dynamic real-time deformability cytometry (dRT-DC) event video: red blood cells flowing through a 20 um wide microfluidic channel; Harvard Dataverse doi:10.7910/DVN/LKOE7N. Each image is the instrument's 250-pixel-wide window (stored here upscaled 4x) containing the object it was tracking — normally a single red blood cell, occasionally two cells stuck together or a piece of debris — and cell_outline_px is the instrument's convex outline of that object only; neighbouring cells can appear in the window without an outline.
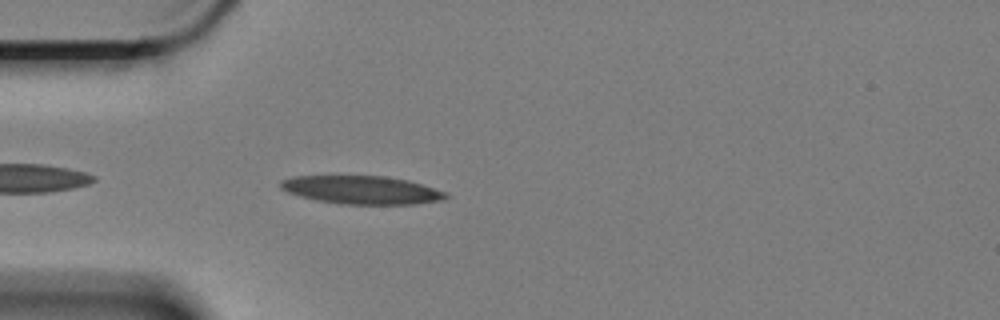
{"species": "Egyptian fruit bat (a non-hibernating species)", "species_latin": "Rousettus aegyptiacus", "temperature_condition": "cold", "stored_images_in_passage": 29, "camera_frame_rate_fps": 3000, "um_per_image_px": 0.085, "animal": {"sex": "female"}, "frame": {"image": 1, "passage_image": 3, "time_ms": 0.667, "image_size_px": [1000, 320], "cell_outline_px": [[448, 196], [444, 200], [416, 204], [340, 204], [316, 200], [300, 196], [288, 192], [280, 188], [280, 180], [292, 176], [384, 176], [404, 180], [420, 184], [448, 192]], "centroid_in_image_um": [30.73, 16.15], "position_along_channel_um": 54.3, "area_um2": 27.11}}
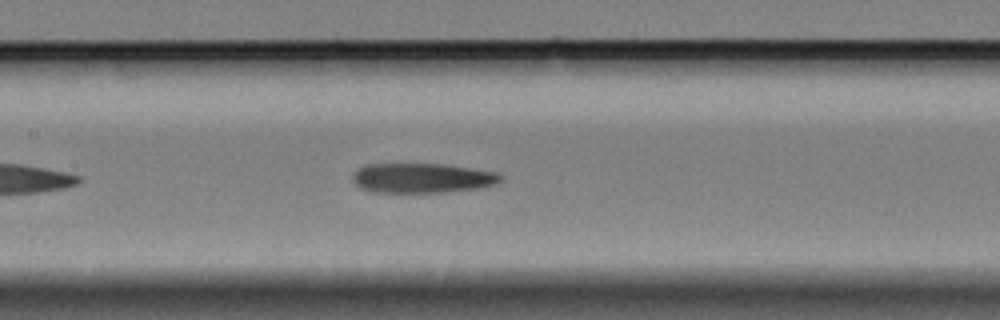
{"frame": {"image": 2, "passage_image": 14, "time_ms": 4.333, "image_size_px": [1000, 320], "cell_outline_px": [[504, 180], [496, 184], [480, 188], [444, 192], [372, 192], [360, 188], [352, 180], [352, 176], [364, 164], [444, 164], [472, 168], [496, 172], [504, 176]], "centroid_in_image_um": [35.92, 15.13], "position_along_channel_um": 171.5, "area_um2": 25.78}}
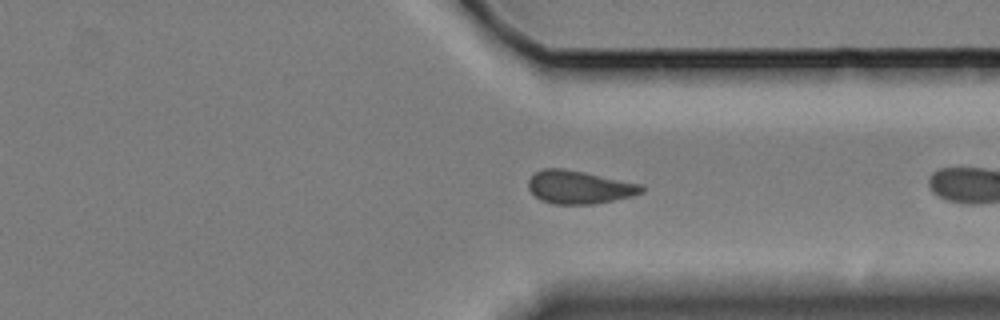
{"frame": {"image": 3, "passage_image": 28, "time_ms": 9.0, "image_size_px": [1000, 320], "cell_outline_px": [[644, 192], [632, 196], [592, 204], [552, 204], [540, 200], [528, 188], [528, 180], [536, 172], [544, 168], [564, 168], [644, 184]], "centroid_in_image_um": [49.25, 15.9], "position_along_channel_um": 362.1, "area_um2": 21.91}}